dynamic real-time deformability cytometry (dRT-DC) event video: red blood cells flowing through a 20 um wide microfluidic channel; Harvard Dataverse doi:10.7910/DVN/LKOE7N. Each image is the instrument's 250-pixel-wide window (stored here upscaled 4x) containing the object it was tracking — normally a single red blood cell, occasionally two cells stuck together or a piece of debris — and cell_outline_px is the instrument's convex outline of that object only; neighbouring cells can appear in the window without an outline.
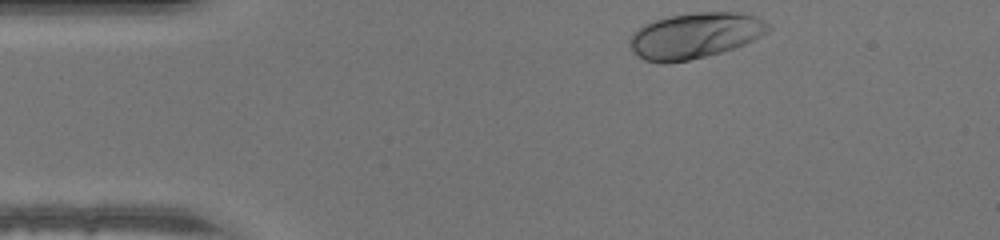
{"species": "human", "species_latin": "Homo sapiens", "temperature_condition": "warm", "stored_images_in_passage": 33, "camera_frame_rate_fps": 3000, "um_per_image_px": 0.085, "donor": {"sex": "male"}, "frame": {"image": 1, "passage_image": 1, "time_ms": 0.0, "image_size_px": [1000, 240], "cell_outline_px": [[772, 28], [768, 32], [744, 44], [720, 52], [688, 60], [668, 64], [644, 60], [628, 44], [628, 40], [632, 32], [644, 24], [668, 16], [696, 12], [740, 12], [756, 16], [764, 20]], "centroid_in_image_um": [59.07, 3.01], "position_along_channel_um": 25.9, "area_um2": 36.82}}
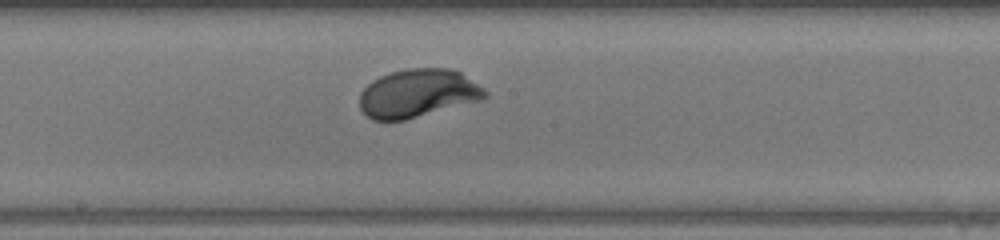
{"frame": {"image": 2, "passage_image": 19, "time_ms": 6.0, "image_size_px": [1000, 240], "cell_outline_px": [[488, 96], [484, 100], [404, 120], [372, 120], [360, 108], [360, 92], [372, 80], [380, 76], [392, 72], [408, 68], [452, 68], [460, 72], [484, 88], [488, 92]], "centroid_in_image_um": [35.55, 7.93], "position_along_channel_um": 212.6, "area_um2": 35.43}}
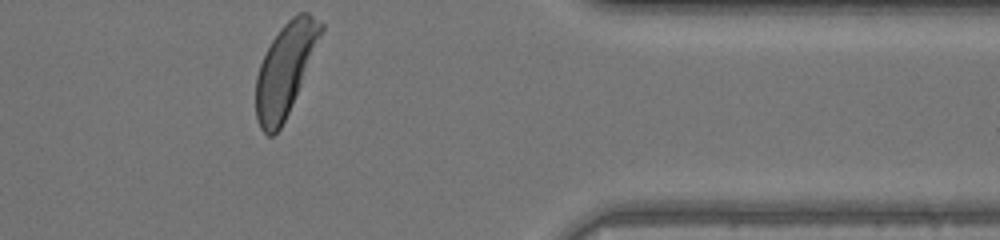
{"frame": {"image": 3, "passage_image": 33, "time_ms": 10.667, "image_size_px": [1000, 240], "cell_outline_px": [[324, 28], [288, 112], [280, 128], [272, 136], [268, 136], [260, 128], [256, 120], [256, 76], [260, 64], [272, 40], [280, 28], [292, 16], [300, 12], [308, 12], [324, 24]], "centroid_in_image_um": [24.22, 5.89], "position_along_channel_um": 387.2, "area_um2": 33.93}}